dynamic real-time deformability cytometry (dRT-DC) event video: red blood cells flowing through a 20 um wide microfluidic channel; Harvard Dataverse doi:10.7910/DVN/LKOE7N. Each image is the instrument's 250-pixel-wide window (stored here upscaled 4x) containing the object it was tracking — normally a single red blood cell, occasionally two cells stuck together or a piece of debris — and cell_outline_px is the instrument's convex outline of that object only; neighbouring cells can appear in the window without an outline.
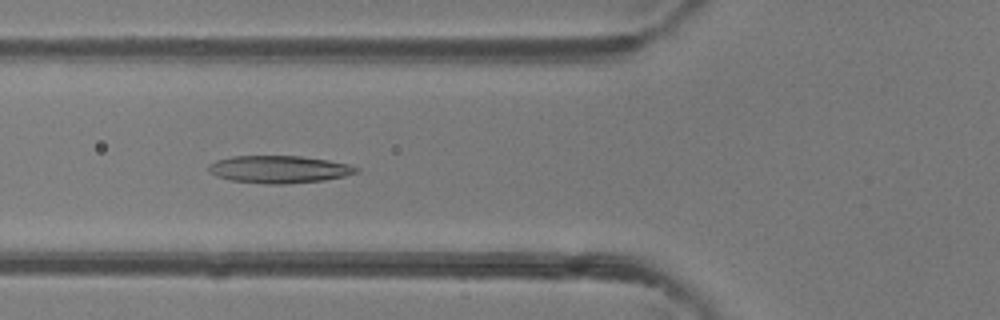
{"species": "common noctule bat (a hibernating species)", "species_latin": "Nyctalus noctula", "temperature_condition": "room temperature", "stored_images_in_passage": 45, "camera_frame_rate_fps": 3000, "um_per_image_px": 0.085, "animal": {"sex": "female"}, "frame": {"image": 1, "passage_image": 15, "time_ms": 4.667, "image_size_px": [1000, 320], "cell_outline_px": [[360, 172], [344, 176], [324, 180], [284, 184], [264, 184], [232, 180], [216, 176], [208, 172], [208, 164], [216, 160], [232, 156], [300, 156], [328, 160], [348, 164], [360, 168]], "centroid_in_image_um": [23.71, 14.39], "position_along_channel_um": 102.1, "area_um2": 23.7}}
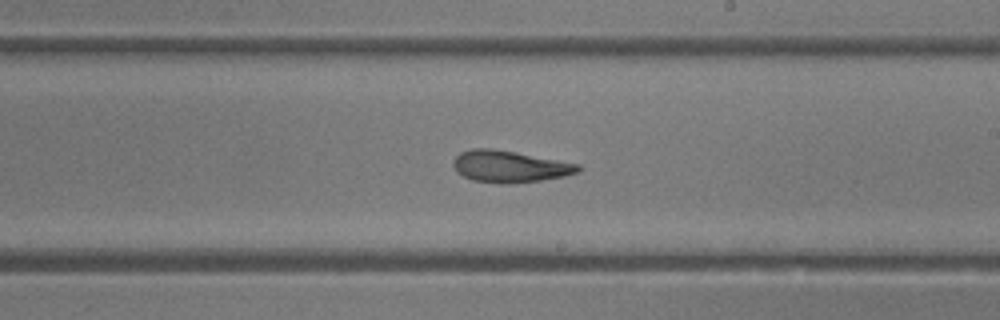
{"frame": {"image": 2, "passage_image": 25, "time_ms": 8.0, "image_size_px": [1000, 320], "cell_outline_px": [[580, 172], [564, 176], [540, 180], [508, 184], [504, 184], [472, 180], [456, 172], [452, 164], [452, 160], [460, 152], [472, 148], [492, 148], [516, 152], [580, 164]], "centroid_in_image_um": [43.29, 14.14], "position_along_channel_um": 245.7, "area_um2": 23.18}}
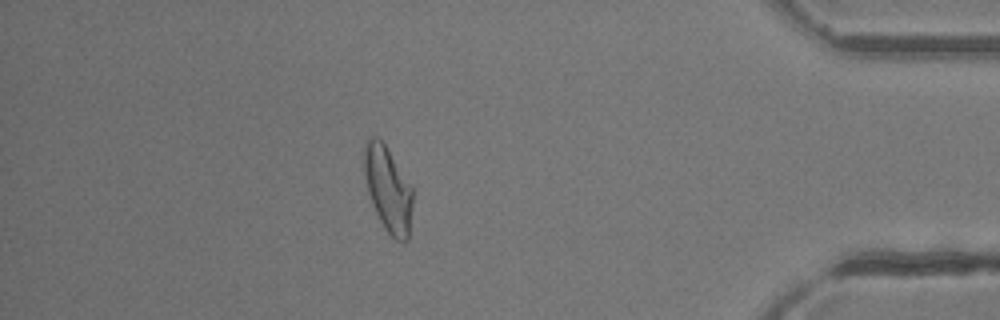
{"frame": {"image": 3, "passage_image": 39, "time_ms": 12.667, "image_size_px": [1000, 320], "cell_outline_px": [[412, 204], [408, 240], [396, 240], [388, 232], [380, 220], [372, 204], [368, 192], [364, 172], [364, 144], [372, 136], [376, 136], [384, 144], [412, 188]], "centroid_in_image_um": [32.96, 16.08], "position_along_channel_um": 402.2, "area_um2": 23.47}, "authors_computed_cell_mechanics": {"area_um2": 24.276, "velocity_mm_per_s": 4.2934, "shape_relaxation_time_tau1_ms": null, "shape_relaxation_time_tau2_ms": 2.6896, "deformation_change_tau1": null, "deformation_change_tau2": 0.1085}}